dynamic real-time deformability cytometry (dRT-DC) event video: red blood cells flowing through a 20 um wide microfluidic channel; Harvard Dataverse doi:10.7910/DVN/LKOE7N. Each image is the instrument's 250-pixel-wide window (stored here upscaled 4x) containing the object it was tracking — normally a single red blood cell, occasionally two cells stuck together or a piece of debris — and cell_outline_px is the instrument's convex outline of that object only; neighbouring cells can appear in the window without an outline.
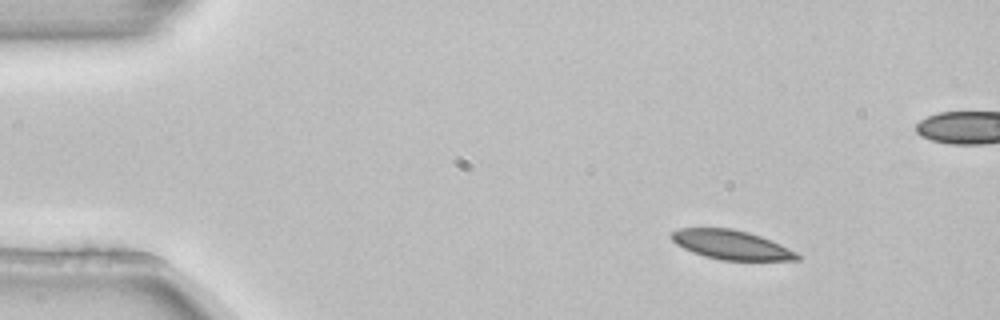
{"species": "common noctule bat (a hibernating species)", "species_latin": "Nyctalus noctula", "temperature_condition": "room temperature", "stored_images_in_passage": 4, "camera_frame_rate_fps": 3000, "um_per_image_px": 0.085, "animal": {"sex": "female", "body_mass_g": 22.7, "forearm_length_mm": 54.2}, "frame": {"image": 1, "passage_image": 1, "time_ms": 0.0, "image_size_px": [1000, 320], "cell_outline_px": [[800, 260], [720, 260], [704, 256], [692, 252], [676, 244], [668, 236], [672, 232], [680, 228], [732, 228], [748, 232], [760, 236], [780, 244], [796, 252], [800, 256]], "centroid_in_image_um": [62.13, 20.8], "position_along_channel_um": 22.9, "area_um2": 21.39}}